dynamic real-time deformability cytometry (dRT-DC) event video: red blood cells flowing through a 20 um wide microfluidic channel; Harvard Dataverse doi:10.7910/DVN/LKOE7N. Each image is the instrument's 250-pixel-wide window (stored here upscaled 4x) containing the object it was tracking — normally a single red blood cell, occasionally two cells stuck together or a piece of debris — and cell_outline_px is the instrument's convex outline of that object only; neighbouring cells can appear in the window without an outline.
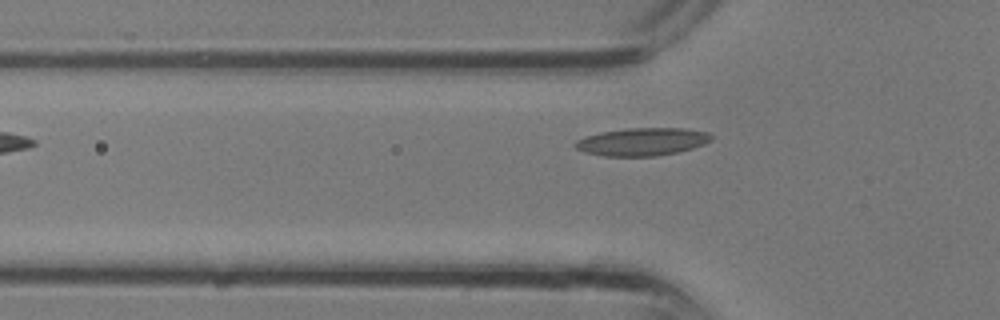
{"species": "common noctule bat (a hibernating species)", "species_latin": "Nyctalus noctula", "temperature_condition": "room temperature", "stored_images_in_passage": 3, "camera_frame_rate_fps": 3000, "um_per_image_px": 0.085, "animal": {"sex": "male", "body_mass_g": 13.3}, "frame": {"image": 1, "passage_image": 3, "time_ms": 0.667, "image_size_px": [1000, 320], "cell_outline_px": [[712, 140], [704, 144], [692, 148], [676, 152], [656, 156], [604, 156], [584, 152], [576, 148], [572, 144], [576, 140], [584, 136], [600, 132], [628, 128], [684, 128], [708, 132], [712, 136]], "centroid_in_image_um": [54.56, 12.04], "position_along_channel_um": 71.2, "area_um2": 22.14}}